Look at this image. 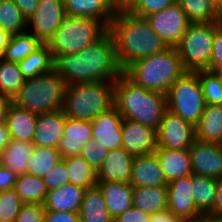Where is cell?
Returning a JSON list of instances; mask_svg holds the SVG:
<instances>
[{
  "mask_svg": "<svg viewBox=\"0 0 222 222\" xmlns=\"http://www.w3.org/2000/svg\"><path fill=\"white\" fill-rule=\"evenodd\" d=\"M109 31L113 36L116 56L123 71L135 61L168 48L145 18L128 11L115 13Z\"/></svg>",
  "mask_w": 222,
  "mask_h": 222,
  "instance_id": "2",
  "label": "cell"
},
{
  "mask_svg": "<svg viewBox=\"0 0 222 222\" xmlns=\"http://www.w3.org/2000/svg\"><path fill=\"white\" fill-rule=\"evenodd\" d=\"M54 69L66 86L99 81L115 82L123 75L110 31L76 54L59 56L54 61Z\"/></svg>",
  "mask_w": 222,
  "mask_h": 222,
  "instance_id": "1",
  "label": "cell"
},
{
  "mask_svg": "<svg viewBox=\"0 0 222 222\" xmlns=\"http://www.w3.org/2000/svg\"><path fill=\"white\" fill-rule=\"evenodd\" d=\"M0 28L10 35L27 32V19L11 0H0Z\"/></svg>",
  "mask_w": 222,
  "mask_h": 222,
  "instance_id": "36",
  "label": "cell"
},
{
  "mask_svg": "<svg viewBox=\"0 0 222 222\" xmlns=\"http://www.w3.org/2000/svg\"><path fill=\"white\" fill-rule=\"evenodd\" d=\"M86 189L67 183L49 191L44 202L46 211L79 212Z\"/></svg>",
  "mask_w": 222,
  "mask_h": 222,
  "instance_id": "23",
  "label": "cell"
},
{
  "mask_svg": "<svg viewBox=\"0 0 222 222\" xmlns=\"http://www.w3.org/2000/svg\"><path fill=\"white\" fill-rule=\"evenodd\" d=\"M115 107L123 119L157 130L167 110L166 94L135 85L124 74L114 82Z\"/></svg>",
  "mask_w": 222,
  "mask_h": 222,
  "instance_id": "3",
  "label": "cell"
},
{
  "mask_svg": "<svg viewBox=\"0 0 222 222\" xmlns=\"http://www.w3.org/2000/svg\"><path fill=\"white\" fill-rule=\"evenodd\" d=\"M109 31V25L97 18L66 16L46 43L54 61L61 55L76 54Z\"/></svg>",
  "mask_w": 222,
  "mask_h": 222,
  "instance_id": "6",
  "label": "cell"
},
{
  "mask_svg": "<svg viewBox=\"0 0 222 222\" xmlns=\"http://www.w3.org/2000/svg\"><path fill=\"white\" fill-rule=\"evenodd\" d=\"M28 20L35 12L40 0H11Z\"/></svg>",
  "mask_w": 222,
  "mask_h": 222,
  "instance_id": "49",
  "label": "cell"
},
{
  "mask_svg": "<svg viewBox=\"0 0 222 222\" xmlns=\"http://www.w3.org/2000/svg\"><path fill=\"white\" fill-rule=\"evenodd\" d=\"M44 222H80L79 213L45 211Z\"/></svg>",
  "mask_w": 222,
  "mask_h": 222,
  "instance_id": "47",
  "label": "cell"
},
{
  "mask_svg": "<svg viewBox=\"0 0 222 222\" xmlns=\"http://www.w3.org/2000/svg\"><path fill=\"white\" fill-rule=\"evenodd\" d=\"M41 44L38 39L28 32L11 35L5 48L4 60L19 63L33 53Z\"/></svg>",
  "mask_w": 222,
  "mask_h": 222,
  "instance_id": "34",
  "label": "cell"
},
{
  "mask_svg": "<svg viewBox=\"0 0 222 222\" xmlns=\"http://www.w3.org/2000/svg\"><path fill=\"white\" fill-rule=\"evenodd\" d=\"M38 114L22 109L9 101L5 110V123L9 130L10 138L32 142L35 134Z\"/></svg>",
  "mask_w": 222,
  "mask_h": 222,
  "instance_id": "21",
  "label": "cell"
},
{
  "mask_svg": "<svg viewBox=\"0 0 222 222\" xmlns=\"http://www.w3.org/2000/svg\"><path fill=\"white\" fill-rule=\"evenodd\" d=\"M192 196L196 208L205 216H213L218 179L192 174Z\"/></svg>",
  "mask_w": 222,
  "mask_h": 222,
  "instance_id": "30",
  "label": "cell"
},
{
  "mask_svg": "<svg viewBox=\"0 0 222 222\" xmlns=\"http://www.w3.org/2000/svg\"><path fill=\"white\" fill-rule=\"evenodd\" d=\"M67 16L64 0H40L35 12L27 20L28 33L41 43H47Z\"/></svg>",
  "mask_w": 222,
  "mask_h": 222,
  "instance_id": "12",
  "label": "cell"
},
{
  "mask_svg": "<svg viewBox=\"0 0 222 222\" xmlns=\"http://www.w3.org/2000/svg\"><path fill=\"white\" fill-rule=\"evenodd\" d=\"M186 72L175 47L130 64L123 74L135 85L167 94L170 86Z\"/></svg>",
  "mask_w": 222,
  "mask_h": 222,
  "instance_id": "4",
  "label": "cell"
},
{
  "mask_svg": "<svg viewBox=\"0 0 222 222\" xmlns=\"http://www.w3.org/2000/svg\"><path fill=\"white\" fill-rule=\"evenodd\" d=\"M133 207L149 214H156L168 207L167 186L133 188Z\"/></svg>",
  "mask_w": 222,
  "mask_h": 222,
  "instance_id": "28",
  "label": "cell"
},
{
  "mask_svg": "<svg viewBox=\"0 0 222 222\" xmlns=\"http://www.w3.org/2000/svg\"><path fill=\"white\" fill-rule=\"evenodd\" d=\"M199 75V82L201 84L202 93L206 104H222V83L208 70L196 71Z\"/></svg>",
  "mask_w": 222,
  "mask_h": 222,
  "instance_id": "39",
  "label": "cell"
},
{
  "mask_svg": "<svg viewBox=\"0 0 222 222\" xmlns=\"http://www.w3.org/2000/svg\"><path fill=\"white\" fill-rule=\"evenodd\" d=\"M191 170L194 175L222 178V145L195 140L189 148Z\"/></svg>",
  "mask_w": 222,
  "mask_h": 222,
  "instance_id": "14",
  "label": "cell"
},
{
  "mask_svg": "<svg viewBox=\"0 0 222 222\" xmlns=\"http://www.w3.org/2000/svg\"><path fill=\"white\" fill-rule=\"evenodd\" d=\"M215 25L222 30V5L216 8Z\"/></svg>",
  "mask_w": 222,
  "mask_h": 222,
  "instance_id": "56",
  "label": "cell"
},
{
  "mask_svg": "<svg viewBox=\"0 0 222 222\" xmlns=\"http://www.w3.org/2000/svg\"><path fill=\"white\" fill-rule=\"evenodd\" d=\"M43 181L47 186L48 191L60 188L69 183L68 170L65 162L61 160L55 167L45 174Z\"/></svg>",
  "mask_w": 222,
  "mask_h": 222,
  "instance_id": "43",
  "label": "cell"
},
{
  "mask_svg": "<svg viewBox=\"0 0 222 222\" xmlns=\"http://www.w3.org/2000/svg\"><path fill=\"white\" fill-rule=\"evenodd\" d=\"M10 134L5 121L0 123V154L4 147L10 142Z\"/></svg>",
  "mask_w": 222,
  "mask_h": 222,
  "instance_id": "53",
  "label": "cell"
},
{
  "mask_svg": "<svg viewBox=\"0 0 222 222\" xmlns=\"http://www.w3.org/2000/svg\"><path fill=\"white\" fill-rule=\"evenodd\" d=\"M151 214L143 212L135 207L118 215L113 222H150Z\"/></svg>",
  "mask_w": 222,
  "mask_h": 222,
  "instance_id": "46",
  "label": "cell"
},
{
  "mask_svg": "<svg viewBox=\"0 0 222 222\" xmlns=\"http://www.w3.org/2000/svg\"><path fill=\"white\" fill-rule=\"evenodd\" d=\"M9 101L10 100L0 93V123H3L5 120V110Z\"/></svg>",
  "mask_w": 222,
  "mask_h": 222,
  "instance_id": "55",
  "label": "cell"
},
{
  "mask_svg": "<svg viewBox=\"0 0 222 222\" xmlns=\"http://www.w3.org/2000/svg\"><path fill=\"white\" fill-rule=\"evenodd\" d=\"M80 222H113L98 186L87 189L79 209Z\"/></svg>",
  "mask_w": 222,
  "mask_h": 222,
  "instance_id": "29",
  "label": "cell"
},
{
  "mask_svg": "<svg viewBox=\"0 0 222 222\" xmlns=\"http://www.w3.org/2000/svg\"><path fill=\"white\" fill-rule=\"evenodd\" d=\"M25 79L48 73L54 69V59L46 43L18 63Z\"/></svg>",
  "mask_w": 222,
  "mask_h": 222,
  "instance_id": "31",
  "label": "cell"
},
{
  "mask_svg": "<svg viewBox=\"0 0 222 222\" xmlns=\"http://www.w3.org/2000/svg\"><path fill=\"white\" fill-rule=\"evenodd\" d=\"M215 23L190 24L175 46L186 71H209Z\"/></svg>",
  "mask_w": 222,
  "mask_h": 222,
  "instance_id": "9",
  "label": "cell"
},
{
  "mask_svg": "<svg viewBox=\"0 0 222 222\" xmlns=\"http://www.w3.org/2000/svg\"><path fill=\"white\" fill-rule=\"evenodd\" d=\"M23 204L14 189L0 192V221L13 222Z\"/></svg>",
  "mask_w": 222,
  "mask_h": 222,
  "instance_id": "40",
  "label": "cell"
},
{
  "mask_svg": "<svg viewBox=\"0 0 222 222\" xmlns=\"http://www.w3.org/2000/svg\"><path fill=\"white\" fill-rule=\"evenodd\" d=\"M190 24L215 22L216 7L210 0H176Z\"/></svg>",
  "mask_w": 222,
  "mask_h": 222,
  "instance_id": "38",
  "label": "cell"
},
{
  "mask_svg": "<svg viewBox=\"0 0 222 222\" xmlns=\"http://www.w3.org/2000/svg\"><path fill=\"white\" fill-rule=\"evenodd\" d=\"M25 78L19 69L18 63L0 61V93L8 100H12L23 86Z\"/></svg>",
  "mask_w": 222,
  "mask_h": 222,
  "instance_id": "37",
  "label": "cell"
},
{
  "mask_svg": "<svg viewBox=\"0 0 222 222\" xmlns=\"http://www.w3.org/2000/svg\"><path fill=\"white\" fill-rule=\"evenodd\" d=\"M213 216L222 217V178L218 179V186L213 207Z\"/></svg>",
  "mask_w": 222,
  "mask_h": 222,
  "instance_id": "52",
  "label": "cell"
},
{
  "mask_svg": "<svg viewBox=\"0 0 222 222\" xmlns=\"http://www.w3.org/2000/svg\"><path fill=\"white\" fill-rule=\"evenodd\" d=\"M122 116L114 106L109 111L101 113L91 122L93 140L100 147L115 150L122 147Z\"/></svg>",
  "mask_w": 222,
  "mask_h": 222,
  "instance_id": "16",
  "label": "cell"
},
{
  "mask_svg": "<svg viewBox=\"0 0 222 222\" xmlns=\"http://www.w3.org/2000/svg\"><path fill=\"white\" fill-rule=\"evenodd\" d=\"M90 140H93V131L89 121L67 118L57 147L61 159L80 156L84 143Z\"/></svg>",
  "mask_w": 222,
  "mask_h": 222,
  "instance_id": "18",
  "label": "cell"
},
{
  "mask_svg": "<svg viewBox=\"0 0 222 222\" xmlns=\"http://www.w3.org/2000/svg\"><path fill=\"white\" fill-rule=\"evenodd\" d=\"M198 222H222V217L205 215Z\"/></svg>",
  "mask_w": 222,
  "mask_h": 222,
  "instance_id": "57",
  "label": "cell"
},
{
  "mask_svg": "<svg viewBox=\"0 0 222 222\" xmlns=\"http://www.w3.org/2000/svg\"><path fill=\"white\" fill-rule=\"evenodd\" d=\"M11 35L0 28V61L4 60L5 48L8 45Z\"/></svg>",
  "mask_w": 222,
  "mask_h": 222,
  "instance_id": "54",
  "label": "cell"
},
{
  "mask_svg": "<svg viewBox=\"0 0 222 222\" xmlns=\"http://www.w3.org/2000/svg\"><path fill=\"white\" fill-rule=\"evenodd\" d=\"M109 150L100 147L95 140L84 143L81 157L97 172L107 158Z\"/></svg>",
  "mask_w": 222,
  "mask_h": 222,
  "instance_id": "41",
  "label": "cell"
},
{
  "mask_svg": "<svg viewBox=\"0 0 222 222\" xmlns=\"http://www.w3.org/2000/svg\"><path fill=\"white\" fill-rule=\"evenodd\" d=\"M134 158L122 147L109 150L107 158L97 171V182L129 183Z\"/></svg>",
  "mask_w": 222,
  "mask_h": 222,
  "instance_id": "20",
  "label": "cell"
},
{
  "mask_svg": "<svg viewBox=\"0 0 222 222\" xmlns=\"http://www.w3.org/2000/svg\"><path fill=\"white\" fill-rule=\"evenodd\" d=\"M210 1L216 8L222 5V0H210Z\"/></svg>",
  "mask_w": 222,
  "mask_h": 222,
  "instance_id": "59",
  "label": "cell"
},
{
  "mask_svg": "<svg viewBox=\"0 0 222 222\" xmlns=\"http://www.w3.org/2000/svg\"><path fill=\"white\" fill-rule=\"evenodd\" d=\"M150 222H182L177 216L172 214L168 209L152 214Z\"/></svg>",
  "mask_w": 222,
  "mask_h": 222,
  "instance_id": "50",
  "label": "cell"
},
{
  "mask_svg": "<svg viewBox=\"0 0 222 222\" xmlns=\"http://www.w3.org/2000/svg\"><path fill=\"white\" fill-rule=\"evenodd\" d=\"M167 110L194 127L198 124L206 102L197 72L186 71L166 94Z\"/></svg>",
  "mask_w": 222,
  "mask_h": 222,
  "instance_id": "8",
  "label": "cell"
},
{
  "mask_svg": "<svg viewBox=\"0 0 222 222\" xmlns=\"http://www.w3.org/2000/svg\"><path fill=\"white\" fill-rule=\"evenodd\" d=\"M176 3V0H138L128 11L131 14L145 18L146 16L159 12Z\"/></svg>",
  "mask_w": 222,
  "mask_h": 222,
  "instance_id": "42",
  "label": "cell"
},
{
  "mask_svg": "<svg viewBox=\"0 0 222 222\" xmlns=\"http://www.w3.org/2000/svg\"><path fill=\"white\" fill-rule=\"evenodd\" d=\"M64 4L68 16L97 18L108 25L116 13L109 0H64Z\"/></svg>",
  "mask_w": 222,
  "mask_h": 222,
  "instance_id": "26",
  "label": "cell"
},
{
  "mask_svg": "<svg viewBox=\"0 0 222 222\" xmlns=\"http://www.w3.org/2000/svg\"><path fill=\"white\" fill-rule=\"evenodd\" d=\"M212 72L222 83V67L215 68Z\"/></svg>",
  "mask_w": 222,
  "mask_h": 222,
  "instance_id": "58",
  "label": "cell"
},
{
  "mask_svg": "<svg viewBox=\"0 0 222 222\" xmlns=\"http://www.w3.org/2000/svg\"><path fill=\"white\" fill-rule=\"evenodd\" d=\"M112 9L117 12L129 11L138 0H109Z\"/></svg>",
  "mask_w": 222,
  "mask_h": 222,
  "instance_id": "51",
  "label": "cell"
},
{
  "mask_svg": "<svg viewBox=\"0 0 222 222\" xmlns=\"http://www.w3.org/2000/svg\"><path fill=\"white\" fill-rule=\"evenodd\" d=\"M192 174L167 184V209L182 222H198L204 215L196 208L192 196Z\"/></svg>",
  "mask_w": 222,
  "mask_h": 222,
  "instance_id": "13",
  "label": "cell"
},
{
  "mask_svg": "<svg viewBox=\"0 0 222 222\" xmlns=\"http://www.w3.org/2000/svg\"><path fill=\"white\" fill-rule=\"evenodd\" d=\"M61 160L56 148L34 146L28 162V173L43 178Z\"/></svg>",
  "mask_w": 222,
  "mask_h": 222,
  "instance_id": "35",
  "label": "cell"
},
{
  "mask_svg": "<svg viewBox=\"0 0 222 222\" xmlns=\"http://www.w3.org/2000/svg\"><path fill=\"white\" fill-rule=\"evenodd\" d=\"M113 220L133 206V187L130 183L97 182Z\"/></svg>",
  "mask_w": 222,
  "mask_h": 222,
  "instance_id": "24",
  "label": "cell"
},
{
  "mask_svg": "<svg viewBox=\"0 0 222 222\" xmlns=\"http://www.w3.org/2000/svg\"><path fill=\"white\" fill-rule=\"evenodd\" d=\"M44 205L24 203L13 222H44Z\"/></svg>",
  "mask_w": 222,
  "mask_h": 222,
  "instance_id": "44",
  "label": "cell"
},
{
  "mask_svg": "<svg viewBox=\"0 0 222 222\" xmlns=\"http://www.w3.org/2000/svg\"><path fill=\"white\" fill-rule=\"evenodd\" d=\"M115 105L114 82L66 86L62 111L67 118L91 122Z\"/></svg>",
  "mask_w": 222,
  "mask_h": 222,
  "instance_id": "5",
  "label": "cell"
},
{
  "mask_svg": "<svg viewBox=\"0 0 222 222\" xmlns=\"http://www.w3.org/2000/svg\"><path fill=\"white\" fill-rule=\"evenodd\" d=\"M17 177L8 167L0 164V192L14 189Z\"/></svg>",
  "mask_w": 222,
  "mask_h": 222,
  "instance_id": "48",
  "label": "cell"
},
{
  "mask_svg": "<svg viewBox=\"0 0 222 222\" xmlns=\"http://www.w3.org/2000/svg\"><path fill=\"white\" fill-rule=\"evenodd\" d=\"M195 139L204 143L222 145V104H206L195 126Z\"/></svg>",
  "mask_w": 222,
  "mask_h": 222,
  "instance_id": "25",
  "label": "cell"
},
{
  "mask_svg": "<svg viewBox=\"0 0 222 222\" xmlns=\"http://www.w3.org/2000/svg\"><path fill=\"white\" fill-rule=\"evenodd\" d=\"M154 153L168 183L174 179L193 174L189 149L157 148Z\"/></svg>",
  "mask_w": 222,
  "mask_h": 222,
  "instance_id": "22",
  "label": "cell"
},
{
  "mask_svg": "<svg viewBox=\"0 0 222 222\" xmlns=\"http://www.w3.org/2000/svg\"><path fill=\"white\" fill-rule=\"evenodd\" d=\"M14 190L23 203L41 205L44 204L49 192L42 177H37L29 173L17 177Z\"/></svg>",
  "mask_w": 222,
  "mask_h": 222,
  "instance_id": "32",
  "label": "cell"
},
{
  "mask_svg": "<svg viewBox=\"0 0 222 222\" xmlns=\"http://www.w3.org/2000/svg\"><path fill=\"white\" fill-rule=\"evenodd\" d=\"M145 19L168 47H175L190 25L184 10L177 2L146 16Z\"/></svg>",
  "mask_w": 222,
  "mask_h": 222,
  "instance_id": "11",
  "label": "cell"
},
{
  "mask_svg": "<svg viewBox=\"0 0 222 222\" xmlns=\"http://www.w3.org/2000/svg\"><path fill=\"white\" fill-rule=\"evenodd\" d=\"M222 67V30L215 25L212 56L209 63V71Z\"/></svg>",
  "mask_w": 222,
  "mask_h": 222,
  "instance_id": "45",
  "label": "cell"
},
{
  "mask_svg": "<svg viewBox=\"0 0 222 222\" xmlns=\"http://www.w3.org/2000/svg\"><path fill=\"white\" fill-rule=\"evenodd\" d=\"M66 119L62 109L38 114L32 141L34 146L57 149L63 137Z\"/></svg>",
  "mask_w": 222,
  "mask_h": 222,
  "instance_id": "17",
  "label": "cell"
},
{
  "mask_svg": "<svg viewBox=\"0 0 222 222\" xmlns=\"http://www.w3.org/2000/svg\"><path fill=\"white\" fill-rule=\"evenodd\" d=\"M195 127L166 110L156 130L157 148L189 149L195 141Z\"/></svg>",
  "mask_w": 222,
  "mask_h": 222,
  "instance_id": "10",
  "label": "cell"
},
{
  "mask_svg": "<svg viewBox=\"0 0 222 222\" xmlns=\"http://www.w3.org/2000/svg\"><path fill=\"white\" fill-rule=\"evenodd\" d=\"M65 90V81L53 69L48 73L25 79L11 102L36 114L51 112L62 109Z\"/></svg>",
  "mask_w": 222,
  "mask_h": 222,
  "instance_id": "7",
  "label": "cell"
},
{
  "mask_svg": "<svg viewBox=\"0 0 222 222\" xmlns=\"http://www.w3.org/2000/svg\"><path fill=\"white\" fill-rule=\"evenodd\" d=\"M62 160L68 170L69 183L86 190L97 186V172L83 157H68Z\"/></svg>",
  "mask_w": 222,
  "mask_h": 222,
  "instance_id": "33",
  "label": "cell"
},
{
  "mask_svg": "<svg viewBox=\"0 0 222 222\" xmlns=\"http://www.w3.org/2000/svg\"><path fill=\"white\" fill-rule=\"evenodd\" d=\"M34 149L33 142L11 139L0 154V164L17 176L28 173V162Z\"/></svg>",
  "mask_w": 222,
  "mask_h": 222,
  "instance_id": "27",
  "label": "cell"
},
{
  "mask_svg": "<svg viewBox=\"0 0 222 222\" xmlns=\"http://www.w3.org/2000/svg\"><path fill=\"white\" fill-rule=\"evenodd\" d=\"M129 183L133 188L167 186L168 182L154 152L134 158Z\"/></svg>",
  "mask_w": 222,
  "mask_h": 222,
  "instance_id": "19",
  "label": "cell"
},
{
  "mask_svg": "<svg viewBox=\"0 0 222 222\" xmlns=\"http://www.w3.org/2000/svg\"><path fill=\"white\" fill-rule=\"evenodd\" d=\"M122 148L135 157L153 153L157 149L156 130L141 123L123 119Z\"/></svg>",
  "mask_w": 222,
  "mask_h": 222,
  "instance_id": "15",
  "label": "cell"
}]
</instances>
